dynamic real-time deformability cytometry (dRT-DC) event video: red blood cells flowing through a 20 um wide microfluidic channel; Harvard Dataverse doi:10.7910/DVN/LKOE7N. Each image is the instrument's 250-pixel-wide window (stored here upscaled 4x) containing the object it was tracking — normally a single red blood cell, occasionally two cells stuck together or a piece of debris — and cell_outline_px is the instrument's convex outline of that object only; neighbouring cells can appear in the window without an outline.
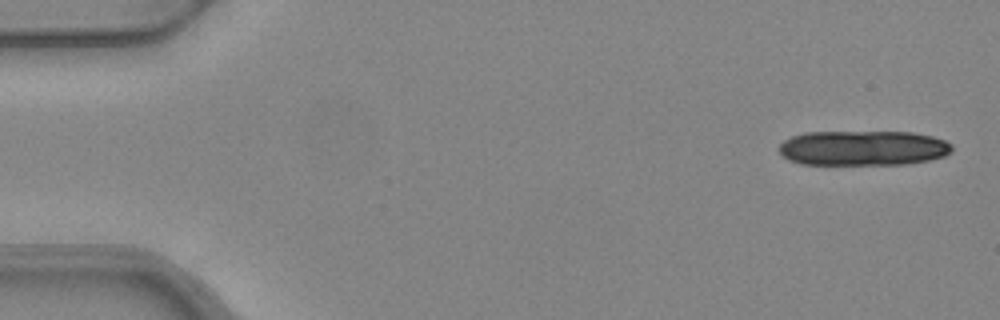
{"species": "common noctule bat (a hibernating species)", "species_latin": "Nyctalus noctula", "temperature_condition": "warm", "stored_images_in_passage": 4, "camera_frame_rate_fps": 3000, "um_per_image_px": 0.085, "animal": {"sex": "female", "body_mass_g": 24.6, "forearm_length_mm": 56.2}, "frame": {"image": 1, "passage_image": 1, "time_ms": 0.0, "image_size_px": [1000, 320], "cell_outline_px": [[952, 152], [944, 156], [928, 160], [908, 164], [800, 164], [788, 160], [776, 148], [784, 140], [792, 136], [804, 132], [912, 132], [932, 136], [944, 140], [952, 144]], "centroid_in_image_um": [73.35, 12.58], "position_along_channel_um": 11.7, "area_um2": 35.49}}